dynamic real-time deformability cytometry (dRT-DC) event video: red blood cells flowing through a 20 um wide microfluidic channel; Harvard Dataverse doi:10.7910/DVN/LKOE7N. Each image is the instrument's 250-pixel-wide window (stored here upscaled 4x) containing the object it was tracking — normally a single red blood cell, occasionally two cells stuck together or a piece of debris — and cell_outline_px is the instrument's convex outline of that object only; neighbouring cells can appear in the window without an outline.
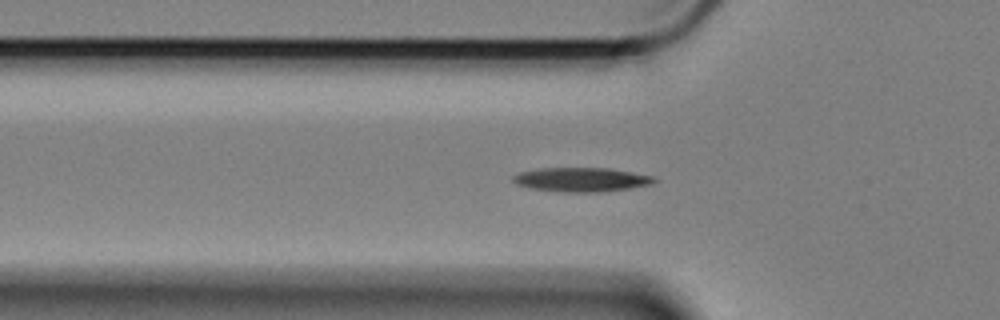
{"species": "Egyptian fruit bat (a non-hibernating species)", "species_latin": "Rousettus aegyptiacus", "temperature_condition": "cold", "stored_images_in_passage": 24, "camera_frame_rate_fps": 3000, "um_per_image_px": 0.085, "animal": {"sex": "female"}, "frame": {"image": 1, "passage_image": 7, "time_ms": 2.0, "image_size_px": [1000, 320], "cell_outline_px": [[660, 180], [652, 184], [632, 188], [604, 192], [560, 192], [528, 188], [516, 184], [512, 180], [512, 176], [520, 172], [540, 168], [608, 168], [632, 172], [652, 176]], "centroid_in_image_um": [49.43, 15.27], "position_along_channel_um": 76.4, "area_um2": 20.11}}
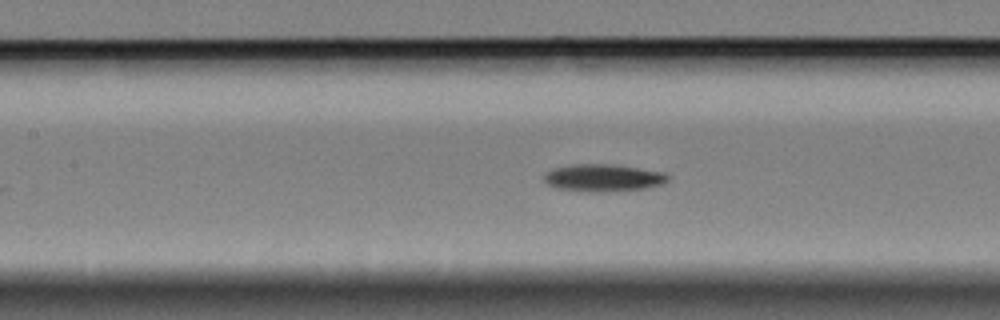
{"frame": {"image": 2, "passage_image": 14, "time_ms": 4.333, "image_size_px": [1000, 320], "cell_outline_px": [[672, 176], [664, 184], [644, 188], [600, 192], [588, 192], [556, 188], [548, 184], [544, 180], [544, 176], [552, 168], [576, 164], [604, 164], [636, 168], [664, 172]], "centroid_in_image_um": [51.29, 15.12], "position_along_channel_um": 156.1, "area_um2": 19.54}}
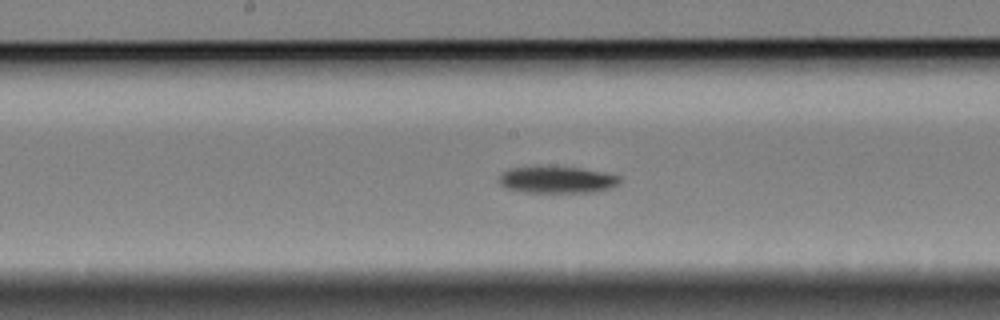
{"frame": {"image": 3, "passage_image": 18, "time_ms": 5.667, "image_size_px": [1000, 320], "cell_outline_px": [[620, 184], [612, 188], [596, 192], [524, 192], [504, 188], [496, 180], [504, 172], [512, 168], [536, 164], [580, 168], [620, 176]], "centroid_in_image_um": [47.3, 15.26], "position_along_channel_um": 200.9, "area_um2": 19.42}}